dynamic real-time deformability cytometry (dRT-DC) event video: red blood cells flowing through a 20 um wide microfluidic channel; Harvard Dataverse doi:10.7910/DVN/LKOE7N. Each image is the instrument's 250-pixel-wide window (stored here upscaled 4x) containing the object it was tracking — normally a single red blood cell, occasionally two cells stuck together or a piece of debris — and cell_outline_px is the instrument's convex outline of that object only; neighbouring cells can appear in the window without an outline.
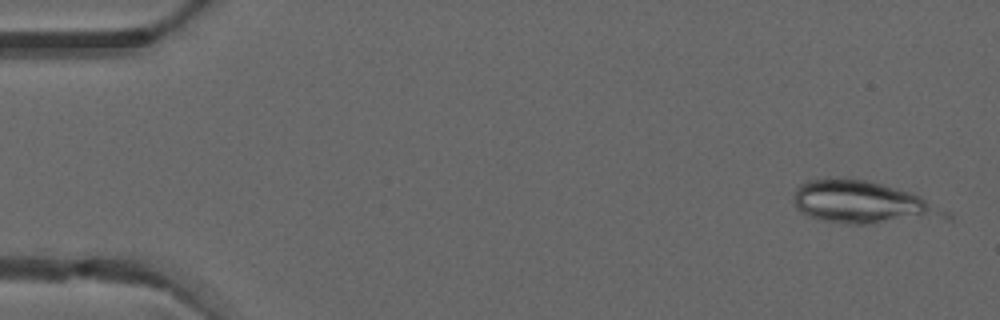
{"species": "common noctule bat (a hibernating species)", "species_latin": "Nyctalus noctula", "temperature_condition": "warm", "stored_images_in_passage": 4, "camera_frame_rate_fps": 3000, "um_per_image_px": 0.085, "animal": {"sex": "male", "forearm_length_mm": 52.5}, "frame": {"image": 1, "passage_image": 4, "time_ms": 1.0, "image_size_px": [1000, 320], "cell_outline_px": [[952, 220], [876, 224], [848, 224], [820, 220], [808, 216], [800, 212], [796, 208], [792, 200], [792, 196], [796, 188], [804, 180], [828, 176], [848, 176], [868, 180], [912, 192], [952, 212]], "centroid_in_image_um": [73.38, 17.21], "position_along_channel_um": 11.6, "area_um2": 39.65}}